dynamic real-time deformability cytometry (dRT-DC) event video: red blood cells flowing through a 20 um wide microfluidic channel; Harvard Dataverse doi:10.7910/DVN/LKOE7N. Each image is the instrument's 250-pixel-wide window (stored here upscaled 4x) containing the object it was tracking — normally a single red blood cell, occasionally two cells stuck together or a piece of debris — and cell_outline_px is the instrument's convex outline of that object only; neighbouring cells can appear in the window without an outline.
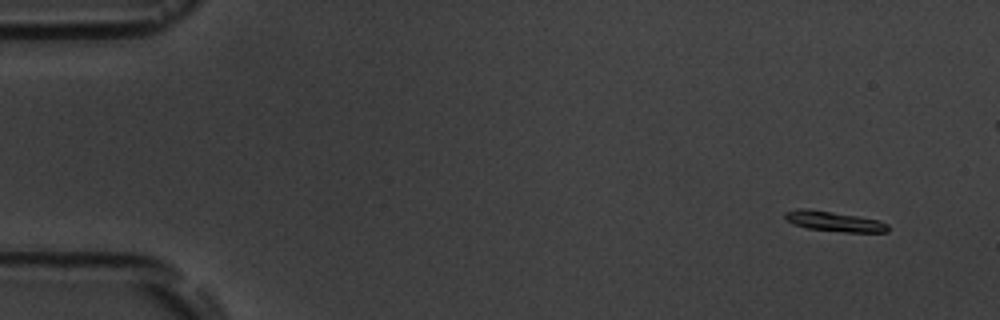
{"species": "common noctule bat (a hibernating species)", "species_latin": "Nyctalus noctula", "temperature_condition": "room temperature", "stored_images_in_passage": 8, "segment_of_instrument_passage": [1, 2], "camera_frame_rate_fps": 3000, "um_per_image_px": 0.085, "animal": {"sex": "male", "body_mass_g": 19.5, "forearm_length_mm": 54.6}, "frame": {"image": 1, "passage_image": 2, "time_ms": 1.333, "image_size_px": [1000, 320], "cell_outline_px": [[888, 232], [844, 232], [808, 228], [792, 224], [784, 220], [784, 212], [800, 208], [808, 208], [856, 216], [876, 220], [888, 224]], "centroid_in_image_um": [70.82, 18.81], "position_along_channel_um": 14.2, "area_um2": 11.96}}
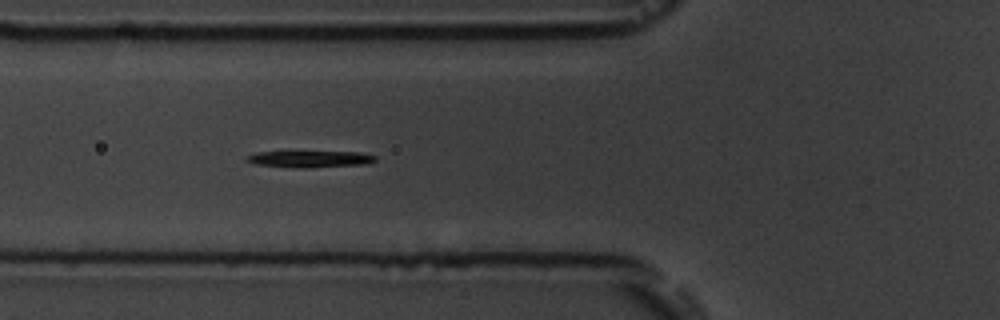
{"frame": {"image": 2, "passage_image": 7, "time_ms": 7.0, "image_size_px": [1000, 320], "cell_outline_px": [[376, 160], [364, 164], [304, 168], [300, 168], [256, 164], [244, 160], [248, 156], [256, 152], [360, 152], [376, 156]], "centroid_in_image_um": [26.35, 13.52], "position_along_channel_um": 99.5, "area_um2": 12.2}}